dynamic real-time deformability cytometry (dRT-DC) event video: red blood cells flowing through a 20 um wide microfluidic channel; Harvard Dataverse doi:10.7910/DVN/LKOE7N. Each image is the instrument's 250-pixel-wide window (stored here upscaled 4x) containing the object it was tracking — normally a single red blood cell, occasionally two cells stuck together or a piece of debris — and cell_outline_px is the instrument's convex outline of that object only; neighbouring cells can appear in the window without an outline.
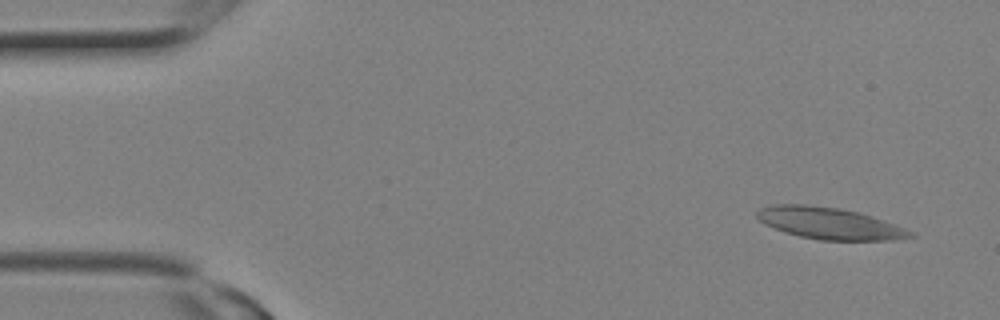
{"species": "Egyptian fruit bat (a non-hibernating species)", "species_latin": "Rousettus aegyptiacus", "temperature_condition": "room temperature", "stored_images_in_passage": 6, "camera_frame_rate_fps": 3000, "um_per_image_px": 0.085, "animal": {"sex": "female"}, "frame": {"image": 1, "passage_image": 1, "time_ms": 0.0, "image_size_px": [1000, 320], "cell_outline_px": [[916, 236], [892, 240], [820, 240], [800, 236], [784, 232], [764, 224], [756, 216], [756, 212], [760, 208], [772, 204], [804, 204], [840, 208], [860, 212], [892, 224], [912, 232]], "centroid_in_image_um": [70.44, 18.97], "position_along_channel_um": 14.6, "area_um2": 28.09}}
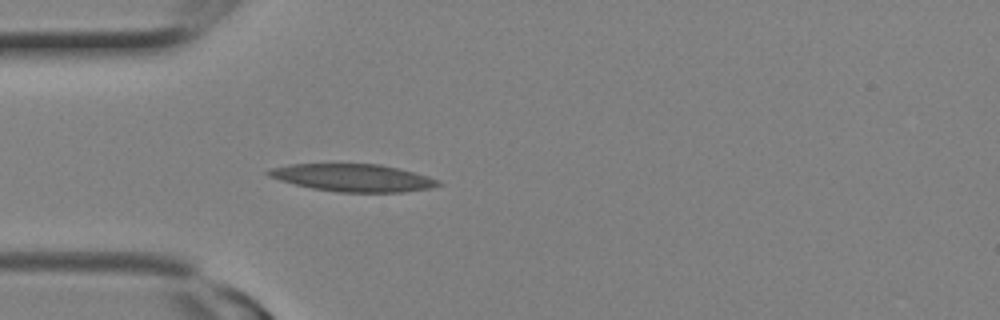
{"frame": {"image": 2, "passage_image": 6, "time_ms": 1.667, "image_size_px": [1000, 320], "cell_outline_px": [[444, 184], [432, 188], [404, 192], [336, 192], [312, 188], [280, 180], [268, 176], [264, 172], [268, 168], [292, 164], [380, 164], [428, 176], [440, 180]], "centroid_in_image_um": [30.01, 15.11], "position_along_channel_um": 55.0, "area_um2": 27.22}}